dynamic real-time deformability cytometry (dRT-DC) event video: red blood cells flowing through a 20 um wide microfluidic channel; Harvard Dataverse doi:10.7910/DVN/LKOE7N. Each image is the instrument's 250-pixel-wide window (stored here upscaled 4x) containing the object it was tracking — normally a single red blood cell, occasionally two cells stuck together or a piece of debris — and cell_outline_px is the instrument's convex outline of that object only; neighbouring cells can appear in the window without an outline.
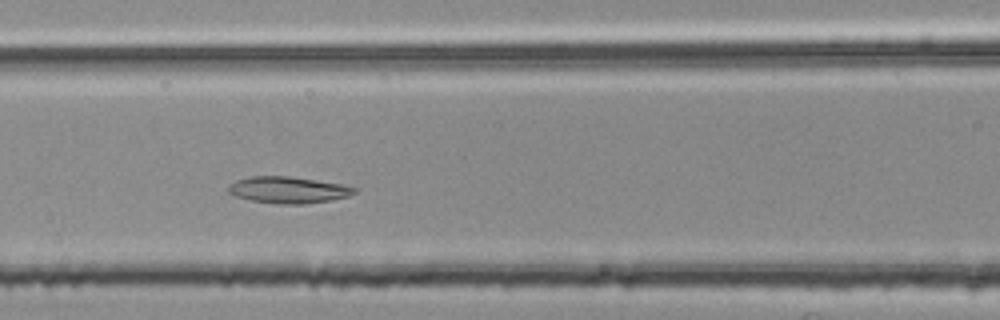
{"species": "common noctule bat (a hibernating species)", "species_latin": "Nyctalus noctula", "temperature_condition": "room temperature", "stored_images_in_passage": 44, "camera_frame_rate_fps": 3000, "um_per_image_px": 0.085, "animal": {"sex": "female", "body_mass_g": 25.1}, "frame": {"image": 1, "passage_image": 18, "time_ms": 5.667, "image_size_px": [1000, 320], "cell_outline_px": [[356, 192], [348, 196], [332, 200], [304, 204], [276, 204], [248, 200], [236, 196], [228, 192], [228, 184], [236, 180], [252, 176], [288, 176], [316, 180], [340, 184], [356, 188]], "centroid_in_image_um": [24.46, 16.15], "position_along_channel_um": 142.1, "area_um2": 19.54}}
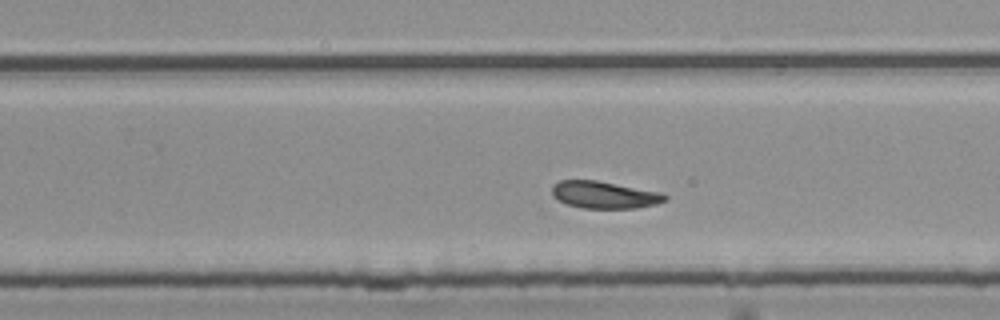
{"frame": {"image": 2, "passage_image": 29, "time_ms": 9.333, "image_size_px": [1000, 320], "cell_outline_px": [[668, 200], [656, 204], [636, 208], [580, 208], [564, 204], [556, 200], [552, 196], [552, 184], [560, 180], [596, 180], [664, 192], [668, 196]], "centroid_in_image_um": [51.37, 16.56], "position_along_channel_um": 278.4, "area_um2": 18.32}}
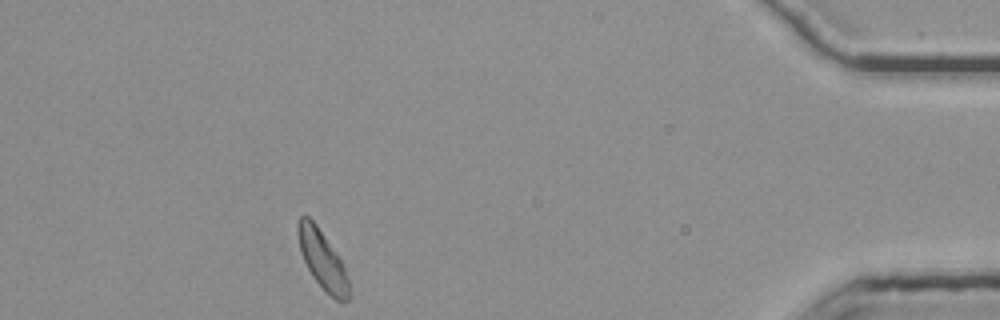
{"frame": {"image": 3, "passage_image": 44, "time_ms": 14.333, "image_size_px": [1000, 320], "cell_outline_px": [[352, 300], [344, 304], [340, 304], [312, 276], [300, 252], [296, 232], [296, 224], [300, 216], [308, 216], [316, 224], [340, 260], [344, 268], [348, 280], [352, 296]], "centroid_in_image_um": [27.42, 22.13], "position_along_channel_um": 407.8, "area_um2": 17.4}, "authors_computed_cell_mechanics": {"area_um2": 18.8717, "velocity_mm_per_s": 3.7355, "shape_relaxation_time_tau1_ms": 3.8586, "shape_relaxation_time_tau2_ms": 3.9726, "deformation_change_tau1": 0.0904, "deformation_change_tau2": 0.1078}}